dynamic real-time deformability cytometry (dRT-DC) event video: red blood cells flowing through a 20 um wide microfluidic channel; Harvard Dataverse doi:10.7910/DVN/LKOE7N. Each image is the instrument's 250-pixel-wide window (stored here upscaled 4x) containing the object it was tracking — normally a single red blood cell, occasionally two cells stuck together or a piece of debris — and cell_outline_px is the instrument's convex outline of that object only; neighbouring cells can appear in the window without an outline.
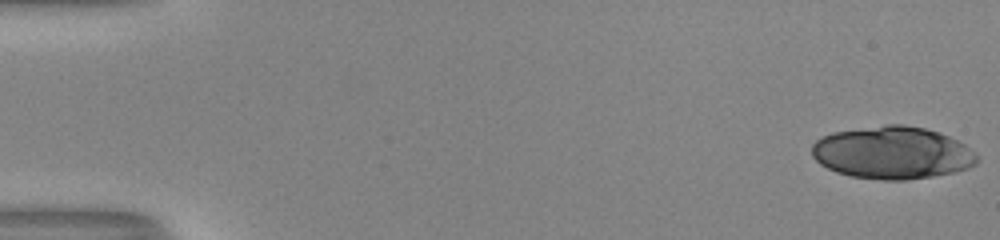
{"species": "human", "species_latin": "Homo sapiens", "temperature_condition": "room temperature", "stored_images_in_passage": 30, "segment_of_instrument_passage": [1, 2], "camera_frame_rate_fps": 3000, "um_per_image_px": 0.085, "donor": {"sex": "male"}, "frame": {"image": 1, "passage_image": 1, "time_ms": 0.0, "image_size_px": [1000, 240], "cell_outline_px": [[976, 164], [968, 168], [952, 172], [932, 176], [904, 180], [884, 180], [852, 176], [836, 172], [820, 164], [812, 156], [812, 144], [816, 140], [832, 132], [884, 124], [904, 124], [924, 128], [940, 132], [964, 144], [976, 156]], "centroid_in_image_um": [75.81, 12.97], "position_along_channel_um": 9.2, "area_um2": 50.34}}
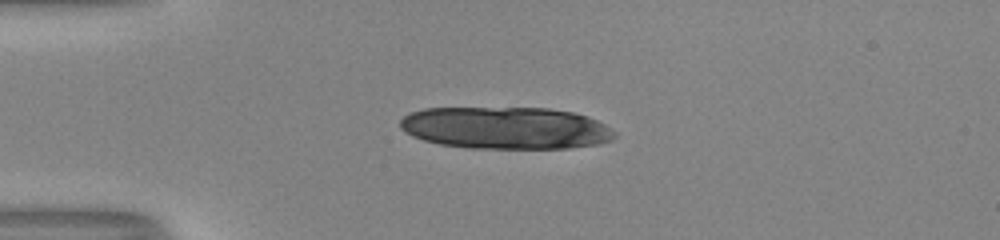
{"frame": {"image": 2, "passage_image": 14, "time_ms": 4.333, "image_size_px": [1000, 240], "cell_outline_px": [[616, 136], [612, 140], [596, 144], [568, 148], [468, 148], [440, 144], [424, 140], [412, 136], [400, 128], [400, 120], [408, 112], [424, 108], [548, 108], [572, 112], [588, 116], [604, 124], [616, 132]], "centroid_in_image_um": [42.97, 10.87], "position_along_channel_um": 42.0, "area_um2": 52.83}}